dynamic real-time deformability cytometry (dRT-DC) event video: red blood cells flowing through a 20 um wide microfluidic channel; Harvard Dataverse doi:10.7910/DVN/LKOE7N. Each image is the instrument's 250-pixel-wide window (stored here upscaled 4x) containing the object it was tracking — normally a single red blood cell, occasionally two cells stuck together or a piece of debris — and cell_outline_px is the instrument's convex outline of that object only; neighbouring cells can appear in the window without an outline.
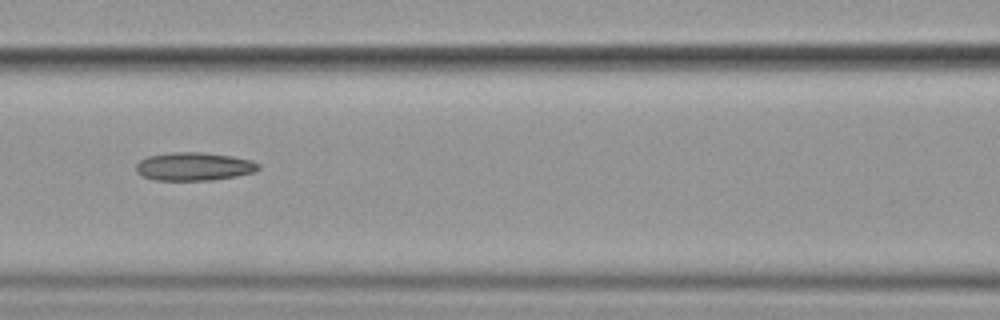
{"species": "common noctule bat (a hibernating species)", "species_latin": "Nyctalus noctula", "temperature_condition": "cold", "stored_images_in_passage": 9, "camera_frame_rate_fps": 3000, "um_per_image_px": 0.085, "animal": {"sex": "female", "body_mass_g": 19.9}, "frame": {"image": 1, "passage_image": 6, "time_ms": 6.0, "image_size_px": [1000, 320], "cell_outline_px": [[260, 168], [256, 172], [236, 176], [212, 180], [156, 180], [144, 176], [136, 172], [136, 164], [140, 160], [148, 156], [172, 152], [200, 152], [232, 156], [252, 160], [260, 164]], "centroid_in_image_um": [16.52, 14.15], "position_along_channel_um": 150.1, "area_um2": 20.17}}
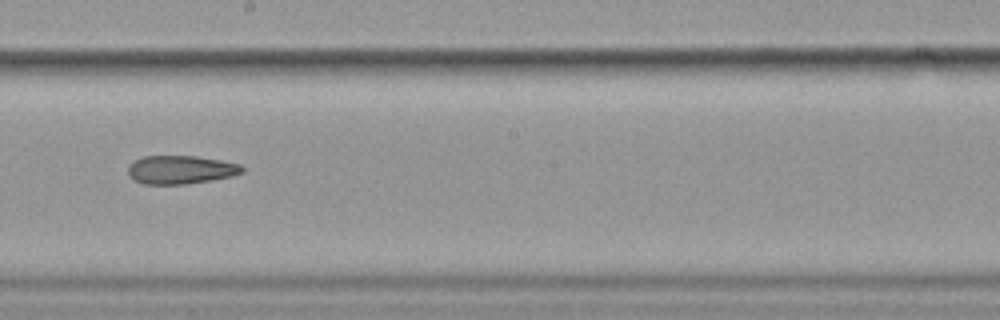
{"frame": {"image": 2, "passage_image": 8, "time_ms": 8.333, "image_size_px": [1000, 320], "cell_outline_px": [[244, 172], [232, 176], [212, 180], [184, 184], [144, 184], [132, 180], [128, 176], [128, 164], [144, 156], [196, 156], [220, 160], [240, 164], [244, 168]], "centroid_in_image_um": [15.34, 14.43], "position_along_channel_um": 232.9, "area_um2": 19.02}}
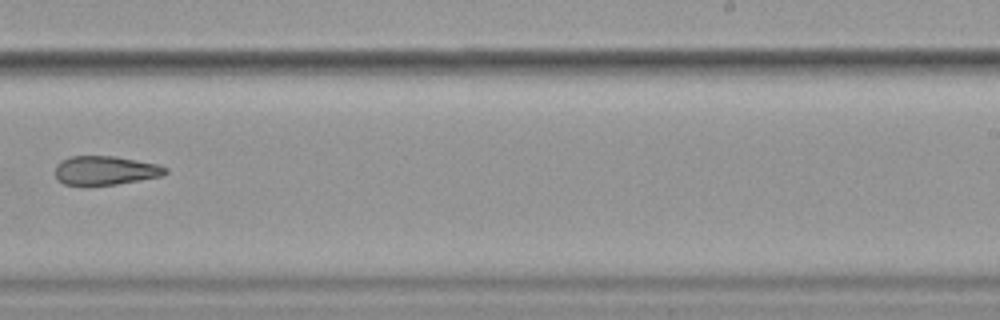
{"frame": {"image": 3, "passage_image": 9, "time_ms": 9.667, "image_size_px": [1000, 320], "cell_outline_px": [[168, 172], [160, 176], [116, 184], [64, 184], [56, 180], [56, 164], [60, 160], [72, 156], [116, 156], [160, 164], [168, 168]], "centroid_in_image_um": [8.96, 14.46], "position_along_channel_um": 280.0, "area_um2": 18.5}}